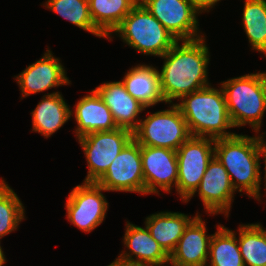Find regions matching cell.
I'll list each match as a JSON object with an SVG mask.
<instances>
[{"label":"cell","instance_id":"ac0fdd59","mask_svg":"<svg viewBox=\"0 0 266 266\" xmlns=\"http://www.w3.org/2000/svg\"><path fill=\"white\" fill-rule=\"evenodd\" d=\"M75 120L77 122L76 136L80 138L93 132L117 129L108 106L95 90L83 96L75 105Z\"/></svg>","mask_w":266,"mask_h":266},{"label":"cell","instance_id":"603a6c76","mask_svg":"<svg viewBox=\"0 0 266 266\" xmlns=\"http://www.w3.org/2000/svg\"><path fill=\"white\" fill-rule=\"evenodd\" d=\"M217 228L210 241L209 266H244L236 233L222 225Z\"/></svg>","mask_w":266,"mask_h":266},{"label":"cell","instance_id":"8992f818","mask_svg":"<svg viewBox=\"0 0 266 266\" xmlns=\"http://www.w3.org/2000/svg\"><path fill=\"white\" fill-rule=\"evenodd\" d=\"M185 118L172 103L170 109L158 111L140 120L133 139L141 146L162 147L177 151L191 137Z\"/></svg>","mask_w":266,"mask_h":266},{"label":"cell","instance_id":"1f68e13d","mask_svg":"<svg viewBox=\"0 0 266 266\" xmlns=\"http://www.w3.org/2000/svg\"><path fill=\"white\" fill-rule=\"evenodd\" d=\"M264 173H265L264 181H265V190H266V171Z\"/></svg>","mask_w":266,"mask_h":266},{"label":"cell","instance_id":"2e32d148","mask_svg":"<svg viewBox=\"0 0 266 266\" xmlns=\"http://www.w3.org/2000/svg\"><path fill=\"white\" fill-rule=\"evenodd\" d=\"M206 232L205 222L200 215H195L169 255V263L181 266H207L212 235L208 236Z\"/></svg>","mask_w":266,"mask_h":266},{"label":"cell","instance_id":"7a4b0ae2","mask_svg":"<svg viewBox=\"0 0 266 266\" xmlns=\"http://www.w3.org/2000/svg\"><path fill=\"white\" fill-rule=\"evenodd\" d=\"M214 156L227 170L231 183L239 192L260 200V154L255 137L235 134L216 139Z\"/></svg>","mask_w":266,"mask_h":266},{"label":"cell","instance_id":"5b68a950","mask_svg":"<svg viewBox=\"0 0 266 266\" xmlns=\"http://www.w3.org/2000/svg\"><path fill=\"white\" fill-rule=\"evenodd\" d=\"M113 32L146 55L161 57L177 42L140 1Z\"/></svg>","mask_w":266,"mask_h":266},{"label":"cell","instance_id":"f546056e","mask_svg":"<svg viewBox=\"0 0 266 266\" xmlns=\"http://www.w3.org/2000/svg\"><path fill=\"white\" fill-rule=\"evenodd\" d=\"M5 262H6L5 255L0 245V266L4 265Z\"/></svg>","mask_w":266,"mask_h":266},{"label":"cell","instance_id":"e0dca14e","mask_svg":"<svg viewBox=\"0 0 266 266\" xmlns=\"http://www.w3.org/2000/svg\"><path fill=\"white\" fill-rule=\"evenodd\" d=\"M94 90L110 109L118 128L133 132L138 127L140 119L136 118L146 107L126 91L122 81L107 82Z\"/></svg>","mask_w":266,"mask_h":266},{"label":"cell","instance_id":"4dcf8cb0","mask_svg":"<svg viewBox=\"0 0 266 266\" xmlns=\"http://www.w3.org/2000/svg\"><path fill=\"white\" fill-rule=\"evenodd\" d=\"M108 266H119L118 264H116V263H114V262H112L110 265H108Z\"/></svg>","mask_w":266,"mask_h":266},{"label":"cell","instance_id":"d6986e66","mask_svg":"<svg viewBox=\"0 0 266 266\" xmlns=\"http://www.w3.org/2000/svg\"><path fill=\"white\" fill-rule=\"evenodd\" d=\"M59 92L44 95L32 111L33 130L48 138L72 116V111Z\"/></svg>","mask_w":266,"mask_h":266},{"label":"cell","instance_id":"484cf974","mask_svg":"<svg viewBox=\"0 0 266 266\" xmlns=\"http://www.w3.org/2000/svg\"><path fill=\"white\" fill-rule=\"evenodd\" d=\"M45 7L67 19L75 26L98 37L105 38L93 24L88 0H47Z\"/></svg>","mask_w":266,"mask_h":266},{"label":"cell","instance_id":"44dd1931","mask_svg":"<svg viewBox=\"0 0 266 266\" xmlns=\"http://www.w3.org/2000/svg\"><path fill=\"white\" fill-rule=\"evenodd\" d=\"M179 212H161L148 216L145 226L151 236L170 255L183 235L184 229L194 219Z\"/></svg>","mask_w":266,"mask_h":266},{"label":"cell","instance_id":"d4e9b609","mask_svg":"<svg viewBox=\"0 0 266 266\" xmlns=\"http://www.w3.org/2000/svg\"><path fill=\"white\" fill-rule=\"evenodd\" d=\"M242 15L249 43L266 55V0H245Z\"/></svg>","mask_w":266,"mask_h":266},{"label":"cell","instance_id":"7c38bea8","mask_svg":"<svg viewBox=\"0 0 266 266\" xmlns=\"http://www.w3.org/2000/svg\"><path fill=\"white\" fill-rule=\"evenodd\" d=\"M141 161L145 194H157L158 188L170 192L177 186L178 162L175 150L162 147L141 146ZM174 183V184H173Z\"/></svg>","mask_w":266,"mask_h":266},{"label":"cell","instance_id":"9c48e42d","mask_svg":"<svg viewBox=\"0 0 266 266\" xmlns=\"http://www.w3.org/2000/svg\"><path fill=\"white\" fill-rule=\"evenodd\" d=\"M96 183L106 191L138 192L145 195L141 145L132 139Z\"/></svg>","mask_w":266,"mask_h":266},{"label":"cell","instance_id":"cb8c5ba5","mask_svg":"<svg viewBox=\"0 0 266 266\" xmlns=\"http://www.w3.org/2000/svg\"><path fill=\"white\" fill-rule=\"evenodd\" d=\"M238 244L244 266H266V230L258 224L239 226Z\"/></svg>","mask_w":266,"mask_h":266},{"label":"cell","instance_id":"7402d4cb","mask_svg":"<svg viewBox=\"0 0 266 266\" xmlns=\"http://www.w3.org/2000/svg\"><path fill=\"white\" fill-rule=\"evenodd\" d=\"M90 15L94 26L106 37L110 38L113 31L123 19L139 3L140 0H88ZM112 32V33H111Z\"/></svg>","mask_w":266,"mask_h":266},{"label":"cell","instance_id":"5bb4252c","mask_svg":"<svg viewBox=\"0 0 266 266\" xmlns=\"http://www.w3.org/2000/svg\"><path fill=\"white\" fill-rule=\"evenodd\" d=\"M125 230L124 245L130 252L121 253L114 263L119 266H163L169 263V254L151 236L147 227L127 222Z\"/></svg>","mask_w":266,"mask_h":266},{"label":"cell","instance_id":"4fadbf2b","mask_svg":"<svg viewBox=\"0 0 266 266\" xmlns=\"http://www.w3.org/2000/svg\"><path fill=\"white\" fill-rule=\"evenodd\" d=\"M196 191L208 213H224L226 217L229 215L235 189L227 170L215 156L209 162L198 188L185 202H188Z\"/></svg>","mask_w":266,"mask_h":266},{"label":"cell","instance_id":"9a60e30c","mask_svg":"<svg viewBox=\"0 0 266 266\" xmlns=\"http://www.w3.org/2000/svg\"><path fill=\"white\" fill-rule=\"evenodd\" d=\"M65 73L60 60L55 58L50 50H46L40 60L29 65L21 74L16 76L22 98L53 87L70 84Z\"/></svg>","mask_w":266,"mask_h":266},{"label":"cell","instance_id":"d6a6232c","mask_svg":"<svg viewBox=\"0 0 266 266\" xmlns=\"http://www.w3.org/2000/svg\"><path fill=\"white\" fill-rule=\"evenodd\" d=\"M165 266H166V265H165ZM171 266H181V265L171 264Z\"/></svg>","mask_w":266,"mask_h":266},{"label":"cell","instance_id":"6da1fadb","mask_svg":"<svg viewBox=\"0 0 266 266\" xmlns=\"http://www.w3.org/2000/svg\"><path fill=\"white\" fill-rule=\"evenodd\" d=\"M205 39L177 41L162 57L165 59L159 72L160 90L165 103L179 100L184 95L209 86L207 65L208 47Z\"/></svg>","mask_w":266,"mask_h":266},{"label":"cell","instance_id":"83f0119b","mask_svg":"<svg viewBox=\"0 0 266 266\" xmlns=\"http://www.w3.org/2000/svg\"><path fill=\"white\" fill-rule=\"evenodd\" d=\"M192 4L201 12L208 11L220 0H190ZM209 9V10H208Z\"/></svg>","mask_w":266,"mask_h":266},{"label":"cell","instance_id":"30bf717a","mask_svg":"<svg viewBox=\"0 0 266 266\" xmlns=\"http://www.w3.org/2000/svg\"><path fill=\"white\" fill-rule=\"evenodd\" d=\"M102 191L106 190L96 182H84L74 187L66 202L67 219L85 232L98 227L108 210Z\"/></svg>","mask_w":266,"mask_h":266},{"label":"cell","instance_id":"52a82bcc","mask_svg":"<svg viewBox=\"0 0 266 266\" xmlns=\"http://www.w3.org/2000/svg\"><path fill=\"white\" fill-rule=\"evenodd\" d=\"M214 143L215 140L211 138L191 136L177 149L176 191L184 202L198 188L209 162L214 157Z\"/></svg>","mask_w":266,"mask_h":266},{"label":"cell","instance_id":"277c9868","mask_svg":"<svg viewBox=\"0 0 266 266\" xmlns=\"http://www.w3.org/2000/svg\"><path fill=\"white\" fill-rule=\"evenodd\" d=\"M221 83L233 127L249 124L258 133L266 112V73H251Z\"/></svg>","mask_w":266,"mask_h":266},{"label":"cell","instance_id":"ffe728a7","mask_svg":"<svg viewBox=\"0 0 266 266\" xmlns=\"http://www.w3.org/2000/svg\"><path fill=\"white\" fill-rule=\"evenodd\" d=\"M126 91L146 108L163 102L159 71L153 66L137 65L122 80Z\"/></svg>","mask_w":266,"mask_h":266},{"label":"cell","instance_id":"8fae6325","mask_svg":"<svg viewBox=\"0 0 266 266\" xmlns=\"http://www.w3.org/2000/svg\"><path fill=\"white\" fill-rule=\"evenodd\" d=\"M148 11L176 38L177 41L196 40L199 35L197 13L190 0H140Z\"/></svg>","mask_w":266,"mask_h":266},{"label":"cell","instance_id":"4316f807","mask_svg":"<svg viewBox=\"0 0 266 266\" xmlns=\"http://www.w3.org/2000/svg\"><path fill=\"white\" fill-rule=\"evenodd\" d=\"M24 206L17 194L0 181V239L12 231L24 219Z\"/></svg>","mask_w":266,"mask_h":266},{"label":"cell","instance_id":"f1b7e54d","mask_svg":"<svg viewBox=\"0 0 266 266\" xmlns=\"http://www.w3.org/2000/svg\"><path fill=\"white\" fill-rule=\"evenodd\" d=\"M255 139L257 141V145L259 148V154L260 156L264 157L265 162V171H266V142L263 140V135L255 136Z\"/></svg>","mask_w":266,"mask_h":266},{"label":"cell","instance_id":"3957f363","mask_svg":"<svg viewBox=\"0 0 266 266\" xmlns=\"http://www.w3.org/2000/svg\"><path fill=\"white\" fill-rule=\"evenodd\" d=\"M180 99L181 103L175 105L185 118L192 136L216 140L235 135L225 131L233 125L222 88L219 90L209 85Z\"/></svg>","mask_w":266,"mask_h":266},{"label":"cell","instance_id":"ba28073f","mask_svg":"<svg viewBox=\"0 0 266 266\" xmlns=\"http://www.w3.org/2000/svg\"><path fill=\"white\" fill-rule=\"evenodd\" d=\"M132 139L133 132L125 128L93 132L78 138L89 167L84 182H97Z\"/></svg>","mask_w":266,"mask_h":266}]
</instances>
